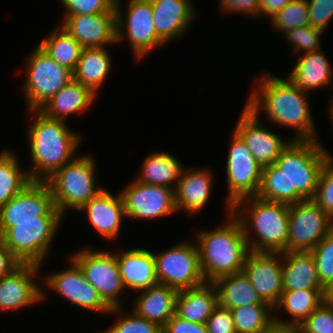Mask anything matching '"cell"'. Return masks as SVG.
<instances>
[{
  "label": "cell",
  "instance_id": "38",
  "mask_svg": "<svg viewBox=\"0 0 333 333\" xmlns=\"http://www.w3.org/2000/svg\"><path fill=\"white\" fill-rule=\"evenodd\" d=\"M272 29L284 34L288 30L310 25L307 0H292L271 19Z\"/></svg>",
  "mask_w": 333,
  "mask_h": 333
},
{
  "label": "cell",
  "instance_id": "31",
  "mask_svg": "<svg viewBox=\"0 0 333 333\" xmlns=\"http://www.w3.org/2000/svg\"><path fill=\"white\" fill-rule=\"evenodd\" d=\"M218 305L217 291L210 282L191 289L179 291L175 313L193 323L205 324Z\"/></svg>",
  "mask_w": 333,
  "mask_h": 333
},
{
  "label": "cell",
  "instance_id": "23",
  "mask_svg": "<svg viewBox=\"0 0 333 333\" xmlns=\"http://www.w3.org/2000/svg\"><path fill=\"white\" fill-rule=\"evenodd\" d=\"M212 181L213 173L207 167L188 170L184 166L174 190L176 210L188 215L201 211L212 195Z\"/></svg>",
  "mask_w": 333,
  "mask_h": 333
},
{
  "label": "cell",
  "instance_id": "20",
  "mask_svg": "<svg viewBox=\"0 0 333 333\" xmlns=\"http://www.w3.org/2000/svg\"><path fill=\"white\" fill-rule=\"evenodd\" d=\"M84 48L117 44V14L65 15L60 24Z\"/></svg>",
  "mask_w": 333,
  "mask_h": 333
},
{
  "label": "cell",
  "instance_id": "37",
  "mask_svg": "<svg viewBox=\"0 0 333 333\" xmlns=\"http://www.w3.org/2000/svg\"><path fill=\"white\" fill-rule=\"evenodd\" d=\"M124 307L111 308L108 314L116 315L114 324L99 333H163L162 327L152 321L137 315L133 310L131 313H124ZM122 314V315H121Z\"/></svg>",
  "mask_w": 333,
  "mask_h": 333
},
{
  "label": "cell",
  "instance_id": "28",
  "mask_svg": "<svg viewBox=\"0 0 333 333\" xmlns=\"http://www.w3.org/2000/svg\"><path fill=\"white\" fill-rule=\"evenodd\" d=\"M283 291L324 289L310 251L282 252Z\"/></svg>",
  "mask_w": 333,
  "mask_h": 333
},
{
  "label": "cell",
  "instance_id": "30",
  "mask_svg": "<svg viewBox=\"0 0 333 333\" xmlns=\"http://www.w3.org/2000/svg\"><path fill=\"white\" fill-rule=\"evenodd\" d=\"M135 181L151 185L176 188L184 165L170 152H152L144 158Z\"/></svg>",
  "mask_w": 333,
  "mask_h": 333
},
{
  "label": "cell",
  "instance_id": "6",
  "mask_svg": "<svg viewBox=\"0 0 333 333\" xmlns=\"http://www.w3.org/2000/svg\"><path fill=\"white\" fill-rule=\"evenodd\" d=\"M91 155L76 156L45 181L54 205L63 216L68 210L78 211L103 189L97 187L96 160Z\"/></svg>",
  "mask_w": 333,
  "mask_h": 333
},
{
  "label": "cell",
  "instance_id": "7",
  "mask_svg": "<svg viewBox=\"0 0 333 333\" xmlns=\"http://www.w3.org/2000/svg\"><path fill=\"white\" fill-rule=\"evenodd\" d=\"M62 221L13 222L0 227V239L21 264L43 266Z\"/></svg>",
  "mask_w": 333,
  "mask_h": 333
},
{
  "label": "cell",
  "instance_id": "32",
  "mask_svg": "<svg viewBox=\"0 0 333 333\" xmlns=\"http://www.w3.org/2000/svg\"><path fill=\"white\" fill-rule=\"evenodd\" d=\"M112 61L105 47H86L73 71V79L97 95L111 71ZM108 75V76H107ZM101 86V87H100Z\"/></svg>",
  "mask_w": 333,
  "mask_h": 333
},
{
  "label": "cell",
  "instance_id": "53",
  "mask_svg": "<svg viewBox=\"0 0 333 333\" xmlns=\"http://www.w3.org/2000/svg\"><path fill=\"white\" fill-rule=\"evenodd\" d=\"M328 105H329V107H328V114L330 115L329 116V119H330V121H332V125H333V97H332V99H330V101H329V103H328ZM333 128V127H332Z\"/></svg>",
  "mask_w": 333,
  "mask_h": 333
},
{
  "label": "cell",
  "instance_id": "2",
  "mask_svg": "<svg viewBox=\"0 0 333 333\" xmlns=\"http://www.w3.org/2000/svg\"><path fill=\"white\" fill-rule=\"evenodd\" d=\"M27 111L34 116L26 132L32 161L27 171L31 181L45 182L77 156L82 136L68 127V121L47 117L40 110Z\"/></svg>",
  "mask_w": 333,
  "mask_h": 333
},
{
  "label": "cell",
  "instance_id": "12",
  "mask_svg": "<svg viewBox=\"0 0 333 333\" xmlns=\"http://www.w3.org/2000/svg\"><path fill=\"white\" fill-rule=\"evenodd\" d=\"M231 138L225 165L228 190L225 211H231V207L240 199L256 196L262 176V166L234 130Z\"/></svg>",
  "mask_w": 333,
  "mask_h": 333
},
{
  "label": "cell",
  "instance_id": "34",
  "mask_svg": "<svg viewBox=\"0 0 333 333\" xmlns=\"http://www.w3.org/2000/svg\"><path fill=\"white\" fill-rule=\"evenodd\" d=\"M59 65L74 71L84 48L59 25L38 44Z\"/></svg>",
  "mask_w": 333,
  "mask_h": 333
},
{
  "label": "cell",
  "instance_id": "49",
  "mask_svg": "<svg viewBox=\"0 0 333 333\" xmlns=\"http://www.w3.org/2000/svg\"><path fill=\"white\" fill-rule=\"evenodd\" d=\"M20 264L0 239V278L10 274Z\"/></svg>",
  "mask_w": 333,
  "mask_h": 333
},
{
  "label": "cell",
  "instance_id": "51",
  "mask_svg": "<svg viewBox=\"0 0 333 333\" xmlns=\"http://www.w3.org/2000/svg\"><path fill=\"white\" fill-rule=\"evenodd\" d=\"M324 301L333 303V279L332 281L324 288Z\"/></svg>",
  "mask_w": 333,
  "mask_h": 333
},
{
  "label": "cell",
  "instance_id": "16",
  "mask_svg": "<svg viewBox=\"0 0 333 333\" xmlns=\"http://www.w3.org/2000/svg\"><path fill=\"white\" fill-rule=\"evenodd\" d=\"M69 267L40 278L41 286L64 297L81 310L86 309L108 314L111 308L102 300L96 289L86 280L79 265L69 257ZM44 284V285H43ZM47 286V287H46Z\"/></svg>",
  "mask_w": 333,
  "mask_h": 333
},
{
  "label": "cell",
  "instance_id": "21",
  "mask_svg": "<svg viewBox=\"0 0 333 333\" xmlns=\"http://www.w3.org/2000/svg\"><path fill=\"white\" fill-rule=\"evenodd\" d=\"M78 212L87 214L91 227L104 239L114 240L121 232L123 218H125L124 203L120 192L112 194L103 188Z\"/></svg>",
  "mask_w": 333,
  "mask_h": 333
},
{
  "label": "cell",
  "instance_id": "36",
  "mask_svg": "<svg viewBox=\"0 0 333 333\" xmlns=\"http://www.w3.org/2000/svg\"><path fill=\"white\" fill-rule=\"evenodd\" d=\"M273 311L270 304H250L231 309L236 333L269 331L275 325Z\"/></svg>",
  "mask_w": 333,
  "mask_h": 333
},
{
  "label": "cell",
  "instance_id": "27",
  "mask_svg": "<svg viewBox=\"0 0 333 333\" xmlns=\"http://www.w3.org/2000/svg\"><path fill=\"white\" fill-rule=\"evenodd\" d=\"M96 97L88 87L73 79L39 110L47 117L67 121L69 115L86 112Z\"/></svg>",
  "mask_w": 333,
  "mask_h": 333
},
{
  "label": "cell",
  "instance_id": "1",
  "mask_svg": "<svg viewBox=\"0 0 333 333\" xmlns=\"http://www.w3.org/2000/svg\"><path fill=\"white\" fill-rule=\"evenodd\" d=\"M245 106L257 117L262 112L279 127L292 128V140H319L311 115L309 96L288 77L261 74Z\"/></svg>",
  "mask_w": 333,
  "mask_h": 333
},
{
  "label": "cell",
  "instance_id": "19",
  "mask_svg": "<svg viewBox=\"0 0 333 333\" xmlns=\"http://www.w3.org/2000/svg\"><path fill=\"white\" fill-rule=\"evenodd\" d=\"M246 106L243 107L234 131L245 142L254 159L262 166L272 165L292 140L274 133ZM287 140V141H286Z\"/></svg>",
  "mask_w": 333,
  "mask_h": 333
},
{
  "label": "cell",
  "instance_id": "42",
  "mask_svg": "<svg viewBox=\"0 0 333 333\" xmlns=\"http://www.w3.org/2000/svg\"><path fill=\"white\" fill-rule=\"evenodd\" d=\"M313 200L333 219V154L321 168Z\"/></svg>",
  "mask_w": 333,
  "mask_h": 333
},
{
  "label": "cell",
  "instance_id": "40",
  "mask_svg": "<svg viewBox=\"0 0 333 333\" xmlns=\"http://www.w3.org/2000/svg\"><path fill=\"white\" fill-rule=\"evenodd\" d=\"M323 31L317 30L309 26L297 27L292 30H288L284 33L283 38L287 40L293 49L292 53L299 55L306 52H313L321 50V35ZM295 52V53H294Z\"/></svg>",
  "mask_w": 333,
  "mask_h": 333
},
{
  "label": "cell",
  "instance_id": "46",
  "mask_svg": "<svg viewBox=\"0 0 333 333\" xmlns=\"http://www.w3.org/2000/svg\"><path fill=\"white\" fill-rule=\"evenodd\" d=\"M206 324L207 333H236L230 309L217 305Z\"/></svg>",
  "mask_w": 333,
  "mask_h": 333
},
{
  "label": "cell",
  "instance_id": "29",
  "mask_svg": "<svg viewBox=\"0 0 333 333\" xmlns=\"http://www.w3.org/2000/svg\"><path fill=\"white\" fill-rule=\"evenodd\" d=\"M323 301L324 289L283 291L273 309L275 313L280 312V309L281 312L284 310L285 313L290 315L291 319H281L274 313L275 325L297 328Z\"/></svg>",
  "mask_w": 333,
  "mask_h": 333
},
{
  "label": "cell",
  "instance_id": "48",
  "mask_svg": "<svg viewBox=\"0 0 333 333\" xmlns=\"http://www.w3.org/2000/svg\"><path fill=\"white\" fill-rule=\"evenodd\" d=\"M163 333H207L206 324L193 323L176 313L162 327Z\"/></svg>",
  "mask_w": 333,
  "mask_h": 333
},
{
  "label": "cell",
  "instance_id": "47",
  "mask_svg": "<svg viewBox=\"0 0 333 333\" xmlns=\"http://www.w3.org/2000/svg\"><path fill=\"white\" fill-rule=\"evenodd\" d=\"M223 13H240L259 18L260 0H219ZM237 12V13H236Z\"/></svg>",
  "mask_w": 333,
  "mask_h": 333
},
{
  "label": "cell",
  "instance_id": "33",
  "mask_svg": "<svg viewBox=\"0 0 333 333\" xmlns=\"http://www.w3.org/2000/svg\"><path fill=\"white\" fill-rule=\"evenodd\" d=\"M217 291L218 305L233 309L264 302L243 271L220 277L212 282Z\"/></svg>",
  "mask_w": 333,
  "mask_h": 333
},
{
  "label": "cell",
  "instance_id": "18",
  "mask_svg": "<svg viewBox=\"0 0 333 333\" xmlns=\"http://www.w3.org/2000/svg\"><path fill=\"white\" fill-rule=\"evenodd\" d=\"M242 271L261 299L274 307L283 293L282 252L250 250Z\"/></svg>",
  "mask_w": 333,
  "mask_h": 333
},
{
  "label": "cell",
  "instance_id": "54",
  "mask_svg": "<svg viewBox=\"0 0 333 333\" xmlns=\"http://www.w3.org/2000/svg\"><path fill=\"white\" fill-rule=\"evenodd\" d=\"M294 333H303L298 327L294 328Z\"/></svg>",
  "mask_w": 333,
  "mask_h": 333
},
{
  "label": "cell",
  "instance_id": "10",
  "mask_svg": "<svg viewBox=\"0 0 333 333\" xmlns=\"http://www.w3.org/2000/svg\"><path fill=\"white\" fill-rule=\"evenodd\" d=\"M126 5V12L123 14L121 0L115 2L117 42L120 43L123 37H126L130 42L133 57L138 61L165 44L155 31L151 2L128 0Z\"/></svg>",
  "mask_w": 333,
  "mask_h": 333
},
{
  "label": "cell",
  "instance_id": "22",
  "mask_svg": "<svg viewBox=\"0 0 333 333\" xmlns=\"http://www.w3.org/2000/svg\"><path fill=\"white\" fill-rule=\"evenodd\" d=\"M151 4L155 31L166 45L183 37L196 16L191 0H152Z\"/></svg>",
  "mask_w": 333,
  "mask_h": 333
},
{
  "label": "cell",
  "instance_id": "50",
  "mask_svg": "<svg viewBox=\"0 0 333 333\" xmlns=\"http://www.w3.org/2000/svg\"><path fill=\"white\" fill-rule=\"evenodd\" d=\"M292 0H260L259 18L262 16L269 20L285 8Z\"/></svg>",
  "mask_w": 333,
  "mask_h": 333
},
{
  "label": "cell",
  "instance_id": "3",
  "mask_svg": "<svg viewBox=\"0 0 333 333\" xmlns=\"http://www.w3.org/2000/svg\"><path fill=\"white\" fill-rule=\"evenodd\" d=\"M227 222L214 230L196 232L200 267L206 282L243 270L250 251L239 219L227 211ZM197 235V236H196Z\"/></svg>",
  "mask_w": 333,
  "mask_h": 333
},
{
  "label": "cell",
  "instance_id": "11",
  "mask_svg": "<svg viewBox=\"0 0 333 333\" xmlns=\"http://www.w3.org/2000/svg\"><path fill=\"white\" fill-rule=\"evenodd\" d=\"M113 251L82 248L72 253L86 280L96 289L102 300L110 307H122L120 295L125 291L119 267Z\"/></svg>",
  "mask_w": 333,
  "mask_h": 333
},
{
  "label": "cell",
  "instance_id": "13",
  "mask_svg": "<svg viewBox=\"0 0 333 333\" xmlns=\"http://www.w3.org/2000/svg\"><path fill=\"white\" fill-rule=\"evenodd\" d=\"M333 230V219L312 199L290 204L286 252L311 251Z\"/></svg>",
  "mask_w": 333,
  "mask_h": 333
},
{
  "label": "cell",
  "instance_id": "44",
  "mask_svg": "<svg viewBox=\"0 0 333 333\" xmlns=\"http://www.w3.org/2000/svg\"><path fill=\"white\" fill-rule=\"evenodd\" d=\"M66 15L116 13V0H59Z\"/></svg>",
  "mask_w": 333,
  "mask_h": 333
},
{
  "label": "cell",
  "instance_id": "8",
  "mask_svg": "<svg viewBox=\"0 0 333 333\" xmlns=\"http://www.w3.org/2000/svg\"><path fill=\"white\" fill-rule=\"evenodd\" d=\"M23 94L28 110H39L73 80V71L54 61L39 45L27 56Z\"/></svg>",
  "mask_w": 333,
  "mask_h": 333
},
{
  "label": "cell",
  "instance_id": "52",
  "mask_svg": "<svg viewBox=\"0 0 333 333\" xmlns=\"http://www.w3.org/2000/svg\"><path fill=\"white\" fill-rule=\"evenodd\" d=\"M265 333H294V328L274 325L269 331Z\"/></svg>",
  "mask_w": 333,
  "mask_h": 333
},
{
  "label": "cell",
  "instance_id": "14",
  "mask_svg": "<svg viewBox=\"0 0 333 333\" xmlns=\"http://www.w3.org/2000/svg\"><path fill=\"white\" fill-rule=\"evenodd\" d=\"M62 220L46 182L32 181L0 207V227H13V222Z\"/></svg>",
  "mask_w": 333,
  "mask_h": 333
},
{
  "label": "cell",
  "instance_id": "17",
  "mask_svg": "<svg viewBox=\"0 0 333 333\" xmlns=\"http://www.w3.org/2000/svg\"><path fill=\"white\" fill-rule=\"evenodd\" d=\"M41 269L36 264H20L10 274L0 278V311L21 310L46 298V291L38 282L37 274L40 276Z\"/></svg>",
  "mask_w": 333,
  "mask_h": 333
},
{
  "label": "cell",
  "instance_id": "55",
  "mask_svg": "<svg viewBox=\"0 0 333 333\" xmlns=\"http://www.w3.org/2000/svg\"><path fill=\"white\" fill-rule=\"evenodd\" d=\"M134 1H144V2H151L152 0H134Z\"/></svg>",
  "mask_w": 333,
  "mask_h": 333
},
{
  "label": "cell",
  "instance_id": "24",
  "mask_svg": "<svg viewBox=\"0 0 333 333\" xmlns=\"http://www.w3.org/2000/svg\"><path fill=\"white\" fill-rule=\"evenodd\" d=\"M114 254L126 289L138 292L158 283L155 259L150 250L138 247Z\"/></svg>",
  "mask_w": 333,
  "mask_h": 333
},
{
  "label": "cell",
  "instance_id": "15",
  "mask_svg": "<svg viewBox=\"0 0 333 333\" xmlns=\"http://www.w3.org/2000/svg\"><path fill=\"white\" fill-rule=\"evenodd\" d=\"M119 192L126 219H157L177 212L174 189L140 183L133 179Z\"/></svg>",
  "mask_w": 333,
  "mask_h": 333
},
{
  "label": "cell",
  "instance_id": "4",
  "mask_svg": "<svg viewBox=\"0 0 333 333\" xmlns=\"http://www.w3.org/2000/svg\"><path fill=\"white\" fill-rule=\"evenodd\" d=\"M289 207V204L252 196L237 201L231 212L241 222L250 250L286 252ZM252 233L256 236L252 237Z\"/></svg>",
  "mask_w": 333,
  "mask_h": 333
},
{
  "label": "cell",
  "instance_id": "43",
  "mask_svg": "<svg viewBox=\"0 0 333 333\" xmlns=\"http://www.w3.org/2000/svg\"><path fill=\"white\" fill-rule=\"evenodd\" d=\"M298 328L303 333H333V303L323 301Z\"/></svg>",
  "mask_w": 333,
  "mask_h": 333
},
{
  "label": "cell",
  "instance_id": "25",
  "mask_svg": "<svg viewBox=\"0 0 333 333\" xmlns=\"http://www.w3.org/2000/svg\"><path fill=\"white\" fill-rule=\"evenodd\" d=\"M178 293L174 288L157 283L153 287L138 291L132 310L163 327L175 314Z\"/></svg>",
  "mask_w": 333,
  "mask_h": 333
},
{
  "label": "cell",
  "instance_id": "45",
  "mask_svg": "<svg viewBox=\"0 0 333 333\" xmlns=\"http://www.w3.org/2000/svg\"><path fill=\"white\" fill-rule=\"evenodd\" d=\"M310 26L320 31H326L333 18V0H307Z\"/></svg>",
  "mask_w": 333,
  "mask_h": 333
},
{
  "label": "cell",
  "instance_id": "35",
  "mask_svg": "<svg viewBox=\"0 0 333 333\" xmlns=\"http://www.w3.org/2000/svg\"><path fill=\"white\" fill-rule=\"evenodd\" d=\"M9 149L0 156V207L18 195L32 181L27 169Z\"/></svg>",
  "mask_w": 333,
  "mask_h": 333
},
{
  "label": "cell",
  "instance_id": "41",
  "mask_svg": "<svg viewBox=\"0 0 333 333\" xmlns=\"http://www.w3.org/2000/svg\"><path fill=\"white\" fill-rule=\"evenodd\" d=\"M310 252L315 258L318 280L325 288L333 279V230Z\"/></svg>",
  "mask_w": 333,
  "mask_h": 333
},
{
  "label": "cell",
  "instance_id": "9",
  "mask_svg": "<svg viewBox=\"0 0 333 333\" xmlns=\"http://www.w3.org/2000/svg\"><path fill=\"white\" fill-rule=\"evenodd\" d=\"M153 256L159 284L182 291L206 283L196 242L184 240L161 253H153Z\"/></svg>",
  "mask_w": 333,
  "mask_h": 333
},
{
  "label": "cell",
  "instance_id": "5",
  "mask_svg": "<svg viewBox=\"0 0 333 333\" xmlns=\"http://www.w3.org/2000/svg\"><path fill=\"white\" fill-rule=\"evenodd\" d=\"M323 146L319 140H291L276 159L286 175L287 204L314 198L321 168L332 155Z\"/></svg>",
  "mask_w": 333,
  "mask_h": 333
},
{
  "label": "cell",
  "instance_id": "26",
  "mask_svg": "<svg viewBox=\"0 0 333 333\" xmlns=\"http://www.w3.org/2000/svg\"><path fill=\"white\" fill-rule=\"evenodd\" d=\"M296 64L288 78L302 91L309 93L317 88L333 84V66L323 50L306 52L297 55Z\"/></svg>",
  "mask_w": 333,
  "mask_h": 333
},
{
  "label": "cell",
  "instance_id": "39",
  "mask_svg": "<svg viewBox=\"0 0 333 333\" xmlns=\"http://www.w3.org/2000/svg\"><path fill=\"white\" fill-rule=\"evenodd\" d=\"M258 198L287 204L286 175L275 164L262 167Z\"/></svg>",
  "mask_w": 333,
  "mask_h": 333
},
{
  "label": "cell",
  "instance_id": "56",
  "mask_svg": "<svg viewBox=\"0 0 333 333\" xmlns=\"http://www.w3.org/2000/svg\"><path fill=\"white\" fill-rule=\"evenodd\" d=\"M6 150L4 149V151L0 152V156L5 152Z\"/></svg>",
  "mask_w": 333,
  "mask_h": 333
}]
</instances>
